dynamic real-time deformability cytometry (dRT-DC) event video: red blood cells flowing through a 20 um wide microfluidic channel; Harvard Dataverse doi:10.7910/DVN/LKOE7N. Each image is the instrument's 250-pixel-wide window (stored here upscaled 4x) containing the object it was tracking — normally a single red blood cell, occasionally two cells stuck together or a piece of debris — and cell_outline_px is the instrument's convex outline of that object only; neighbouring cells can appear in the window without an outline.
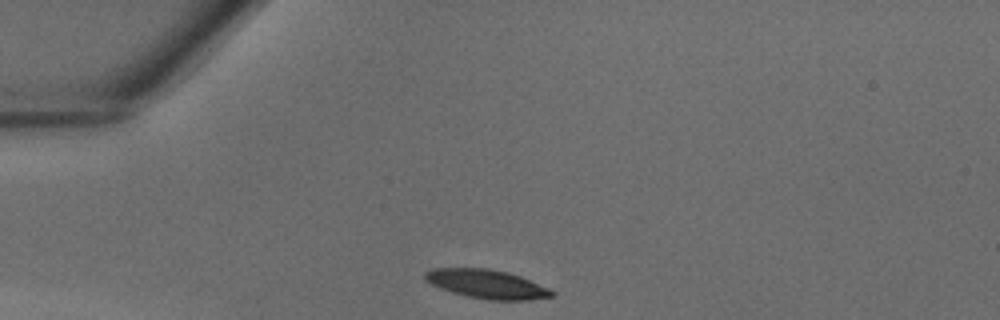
{"species": "common noctule bat (a hibernating species)", "species_latin": "Nyctalus noctula", "temperature_condition": "warm", "stored_images_in_passage": 26, "camera_frame_rate_fps": 3000, "um_per_image_px": 0.085, "animal": {"sex": "male", "body_mass_g": 18.8}, "frame": {"image": 1, "passage_image": 1, "time_ms": 0.0, "image_size_px": [1000, 320], "cell_outline_px": [[556, 292], [552, 296], [528, 300], [488, 300], [468, 296], [452, 292], [440, 288], [424, 280], [424, 272], [432, 268], [488, 268], [508, 272], [520, 276], [548, 288]], "centroid_in_image_um": [41.35, 24.14], "position_along_channel_um": 43.6, "area_um2": 21.27}}
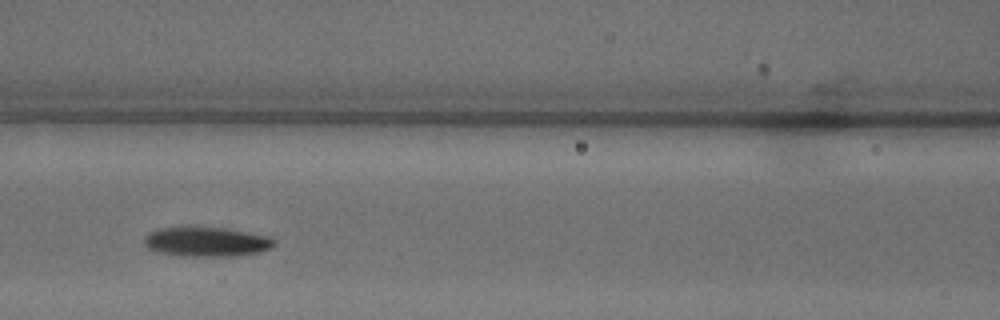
{"frame": {"image": 2, "passage_image": 9, "time_ms": 2.667, "image_size_px": [1000, 320], "cell_outline_px": [[276, 244], [268, 248], [256, 252], [236, 256], [180, 256], [152, 252], [144, 244], [144, 236], [148, 232], [156, 228], [228, 228], [272, 236], [276, 240]], "centroid_in_image_um": [17.52, 20.56], "position_along_channel_um": 149.1, "area_um2": 22.6}}
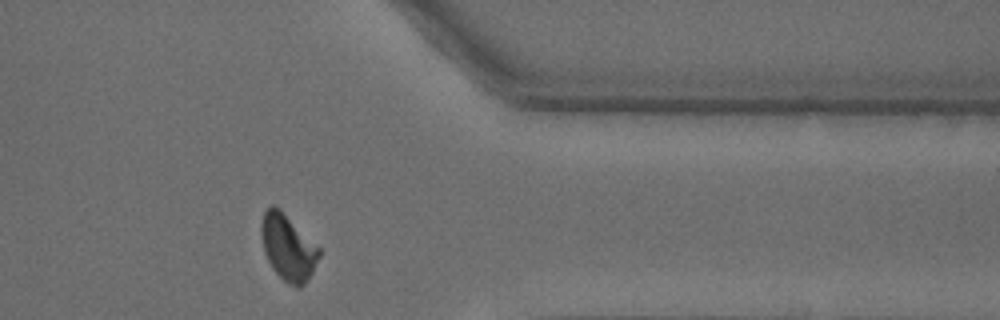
{"frame": {"image": 3, "passage_image": 24, "time_ms": 7.667, "image_size_px": [1000, 320], "cell_outline_px": [[320, 256], [312, 272], [304, 284], [300, 288], [296, 288], [284, 280], [272, 268], [264, 252], [260, 232], [260, 224], [264, 212], [272, 204], [280, 208], [320, 248]], "centroid_in_image_um": [24.47, 21.01], "position_along_channel_um": 386.9, "area_um2": 22.2}}